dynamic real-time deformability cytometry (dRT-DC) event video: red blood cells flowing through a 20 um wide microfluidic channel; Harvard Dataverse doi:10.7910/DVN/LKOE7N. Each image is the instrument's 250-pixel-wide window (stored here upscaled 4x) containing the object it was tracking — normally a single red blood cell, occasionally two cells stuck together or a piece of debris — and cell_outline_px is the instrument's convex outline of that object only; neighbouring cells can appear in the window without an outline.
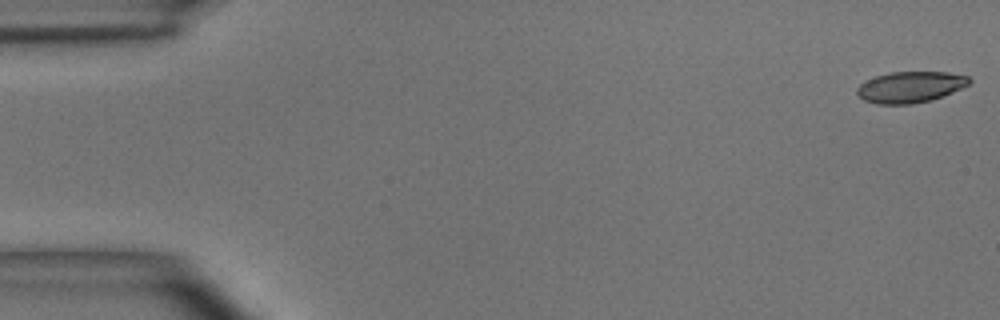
{"species": "common noctule bat (a hibernating species)", "species_latin": "Nyctalus noctula", "temperature_condition": "room temperature", "stored_images_in_passage": 4, "camera_frame_rate_fps": 3000, "um_per_image_px": 0.085, "animal": {"sex": "male", "body_mass_g": 15.6}, "frame": {"image": 1, "passage_image": 1, "time_ms": 0.0, "image_size_px": [1000, 320], "cell_outline_px": [[972, 80], [968, 84], [952, 92], [932, 100], [912, 104], [876, 104], [864, 100], [856, 92], [856, 88], [864, 80], [876, 76], [892, 72], [948, 72], [968, 76]], "centroid_in_image_um": [77.35, 7.4], "position_along_channel_um": 7.6, "area_um2": 20.35}}
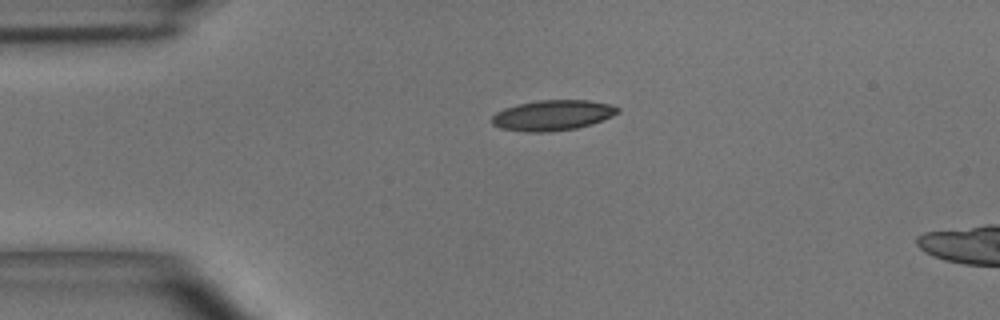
{"frame": {"image": 2, "passage_image": 4, "time_ms": 1.0, "image_size_px": [1000, 320], "cell_outline_px": [[620, 112], [612, 116], [592, 124], [576, 128], [544, 132], [528, 132], [500, 128], [492, 124], [492, 116], [496, 112], [504, 108], [516, 104], [536, 100], [588, 100], [608, 104], [620, 108]], "centroid_in_image_um": [46.95, 9.79], "position_along_channel_um": 38.0, "area_um2": 22.31}}